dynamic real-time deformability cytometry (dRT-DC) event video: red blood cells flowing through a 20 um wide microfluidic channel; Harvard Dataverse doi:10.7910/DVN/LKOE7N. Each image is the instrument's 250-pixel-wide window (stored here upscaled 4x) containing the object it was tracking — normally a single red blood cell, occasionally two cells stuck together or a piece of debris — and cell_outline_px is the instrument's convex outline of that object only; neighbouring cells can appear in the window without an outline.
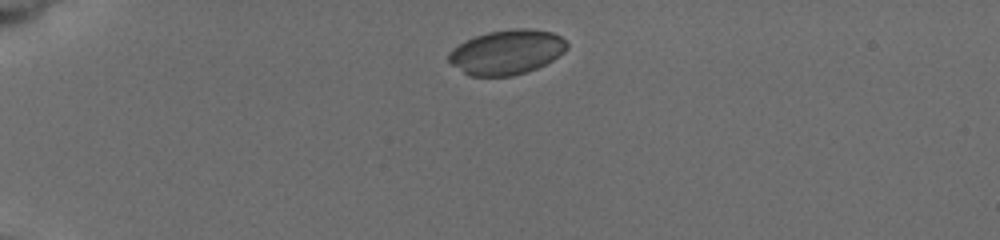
{"species": "common noctule bat (a hibernating species)", "species_latin": "Nyctalus noctula", "temperature_condition": "cold", "stored_images_in_passage": 6, "camera_frame_rate_fps": 3000, "um_per_image_px": 0.085, "animal": {"sex": "female", "body_mass_g": 19.5, "forearm_length_mm": 54.1}, "frame": {"image": 1, "passage_image": 1, "time_ms": 0.0, "image_size_px": [1000, 240], "cell_outline_px": [[568, 48], [564, 52], [552, 60], [536, 68], [512, 76], [468, 76], [452, 64], [448, 60], [448, 52], [452, 48], [476, 36], [488, 32], [516, 28], [528, 28], [552, 32], [560, 36], [568, 44]], "centroid_in_image_um": [43.07, 4.43], "position_along_channel_um": 41.9, "area_um2": 30.58}}
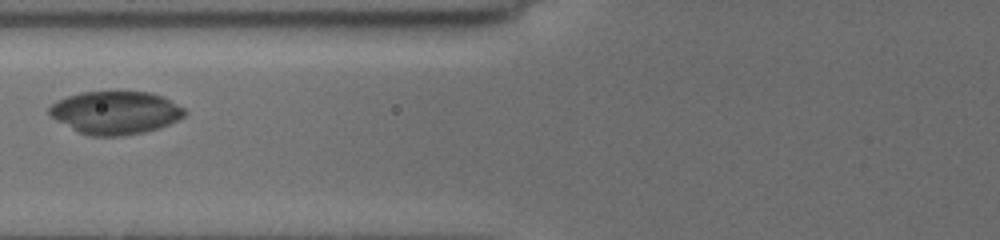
{"frame": {"image": 2, "passage_image": 5, "time_ms": 3.333, "image_size_px": [1000, 240], "cell_outline_px": [[188, 112], [184, 116], [160, 128], [144, 132], [120, 136], [88, 136], [56, 120], [48, 112], [48, 108], [52, 104], [68, 96], [80, 92], [148, 92], [164, 96], [184, 108]], "centroid_in_image_um": [9.84, 9.57], "position_along_channel_um": 116.0, "area_um2": 33.7}}
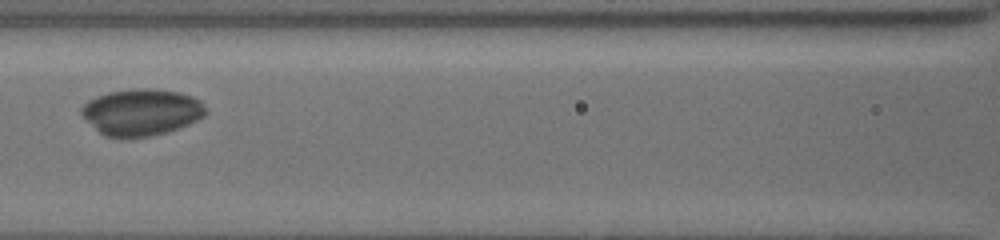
{"frame": {"image": 3, "passage_image": 6, "time_ms": 4.333, "image_size_px": [1000, 240], "cell_outline_px": [[208, 112], [204, 116], [180, 128], [148, 136], [104, 136], [80, 112], [80, 108], [88, 100], [96, 96], [108, 92], [132, 88], [156, 88], [180, 92], [192, 96], [200, 100]], "centroid_in_image_um": [12.05, 9.49], "position_along_channel_um": 154.5, "area_um2": 33.47}}